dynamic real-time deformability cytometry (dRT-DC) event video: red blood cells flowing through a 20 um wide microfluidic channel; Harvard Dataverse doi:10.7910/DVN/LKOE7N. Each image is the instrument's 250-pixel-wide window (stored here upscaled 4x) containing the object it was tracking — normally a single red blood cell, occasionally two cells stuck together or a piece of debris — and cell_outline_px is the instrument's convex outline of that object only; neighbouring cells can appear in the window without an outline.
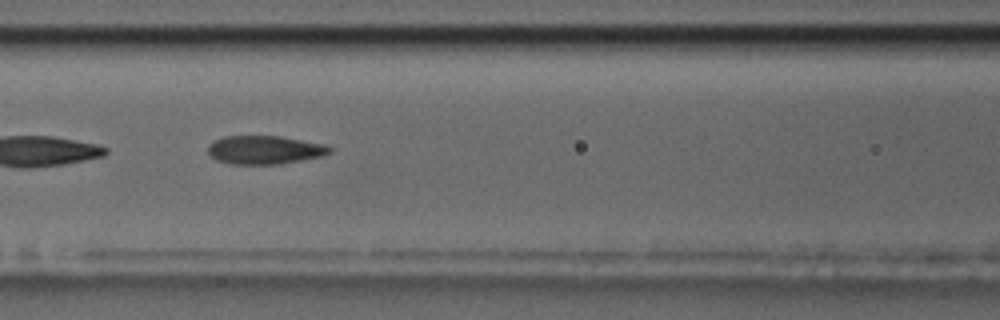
{"species": "common noctule bat (a hibernating species)", "species_latin": "Nyctalus noctula", "temperature_condition": "room temperature", "stored_images_in_passage": 4, "camera_frame_rate_fps": 3000, "um_per_image_px": 0.085, "animal": {"sex": "male", "body_mass_g": 17.5, "forearm_length_mm": 52.3}, "frame": {"image": 1, "passage_image": 3, "time_ms": 0.667, "image_size_px": [1000, 320], "cell_outline_px": [[332, 152], [324, 156], [280, 164], [232, 164], [216, 160], [208, 152], [208, 144], [212, 140], [224, 136], [280, 136], [328, 144], [332, 148]], "centroid_in_image_um": [22.53, 12.73], "position_along_channel_um": 144.1, "area_um2": 20.52}}